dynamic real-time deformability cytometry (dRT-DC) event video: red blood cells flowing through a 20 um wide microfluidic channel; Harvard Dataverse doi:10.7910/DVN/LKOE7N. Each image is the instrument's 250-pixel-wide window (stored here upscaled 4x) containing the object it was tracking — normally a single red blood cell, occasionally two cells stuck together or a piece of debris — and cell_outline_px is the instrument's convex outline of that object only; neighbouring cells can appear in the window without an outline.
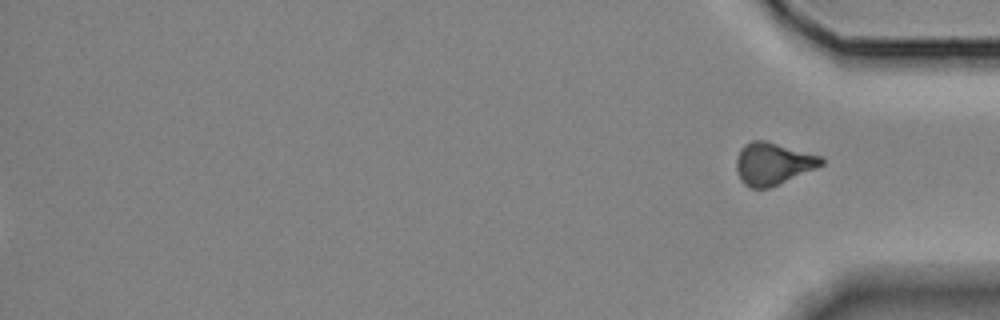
{"species": "Egyptian fruit bat (a non-hibernating species)", "species_latin": "Rousettus aegyptiacus", "temperature_condition": "room temperature", "stored_images_in_passage": 14, "segment_of_instrument_passage": [2, 2], "camera_frame_rate_fps": 3000, "um_per_image_px": 0.085, "animal": {"sex": "female"}, "frame": {"image": 1, "passage_image": 14, "time_ms": 18.0, "image_size_px": [1000, 320], "cell_outline_px": [[824, 164], [816, 168], [768, 188], [752, 188], [744, 184], [740, 180], [736, 168], [736, 160], [740, 148], [744, 144], [752, 140], [764, 140], [824, 156]], "centroid_in_image_um": [65.7, 13.89], "position_along_channel_um": 369.5, "area_um2": 20.92}}